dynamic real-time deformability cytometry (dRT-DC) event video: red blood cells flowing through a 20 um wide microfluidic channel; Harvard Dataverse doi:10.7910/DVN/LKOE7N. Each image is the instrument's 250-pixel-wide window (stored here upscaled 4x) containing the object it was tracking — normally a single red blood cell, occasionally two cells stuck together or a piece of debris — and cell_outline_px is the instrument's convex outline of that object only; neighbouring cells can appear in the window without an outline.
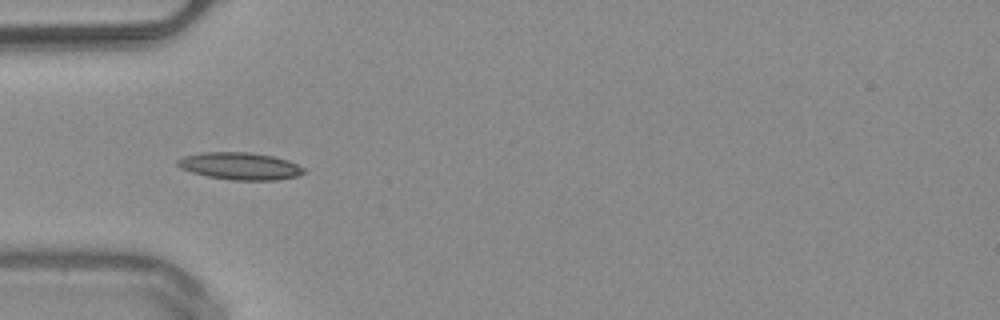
{"species": "common noctule bat (a hibernating species)", "species_latin": "Nyctalus noctula", "temperature_condition": "warm", "stored_images_in_passage": 15, "camera_frame_rate_fps": 3000, "um_per_image_px": 0.085, "animal": {"sex": "male", "body_mass_g": 20.4}, "frame": {"image": 1, "passage_image": 3, "time_ms": 0.667, "image_size_px": [1000, 320], "cell_outline_px": [[308, 172], [296, 176], [276, 180], [232, 180], [208, 176], [192, 172], [180, 168], [176, 164], [176, 160], [184, 156], [200, 152], [252, 152], [272, 156], [288, 160], [304, 168]], "centroid_in_image_um": [20.4, 14.11], "position_along_channel_um": 64.6, "area_um2": 20.11}}
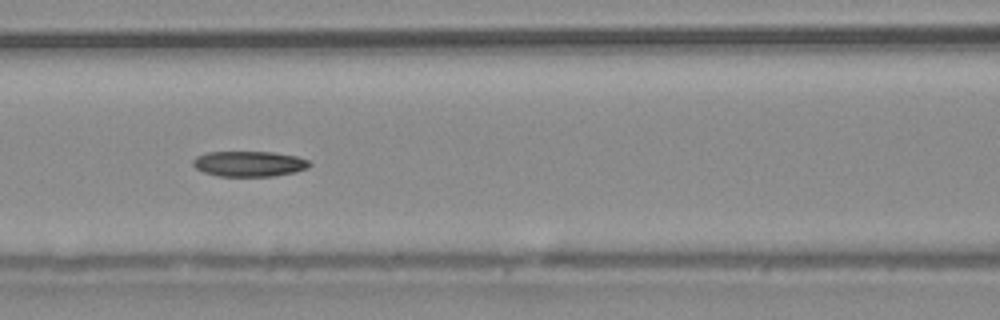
{"frame": {"image": 2, "passage_image": 9, "time_ms": 2.667, "image_size_px": [1000, 320], "cell_outline_px": [[312, 164], [308, 168], [296, 172], [272, 176], [216, 176], [204, 172], [196, 168], [192, 164], [192, 160], [196, 156], [208, 152], [272, 152], [296, 156], [308, 160]], "centroid_in_image_um": [21.18, 13.92], "position_along_channel_um": 145.4, "area_um2": 17.34}}